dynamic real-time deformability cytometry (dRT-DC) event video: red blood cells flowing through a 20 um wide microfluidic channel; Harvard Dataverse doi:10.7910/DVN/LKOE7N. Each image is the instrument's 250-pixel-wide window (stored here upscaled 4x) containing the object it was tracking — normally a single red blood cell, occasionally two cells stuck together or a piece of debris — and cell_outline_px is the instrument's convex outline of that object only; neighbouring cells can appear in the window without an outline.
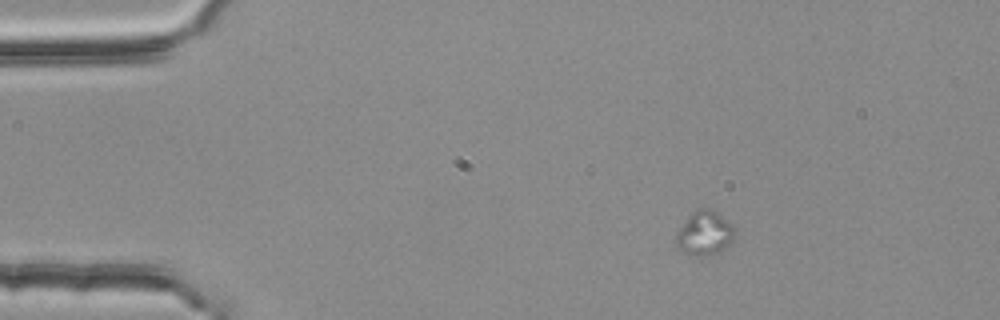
{"species": "common noctule bat (a hibernating species)", "species_latin": "Nyctalus noctula", "temperature_condition": "room temperature", "stored_images_in_passage": 3, "camera_frame_rate_fps": 3000, "um_per_image_px": 0.085, "animal": {"sex": "female", "body_mass_g": 25.1}, "frame": {"image": 1, "passage_image": 2, "time_ms": 0.333, "image_size_px": [1000, 320], "cell_outline_px": [[736, 228], [732, 240], [724, 248], [716, 252], [704, 256], [696, 256], [676, 248], [676, 232], [688, 216], [696, 208], [712, 208], [728, 220]], "centroid_in_image_um": [59.88, 19.78], "position_along_channel_um": 25.1, "area_um2": 15.14}}